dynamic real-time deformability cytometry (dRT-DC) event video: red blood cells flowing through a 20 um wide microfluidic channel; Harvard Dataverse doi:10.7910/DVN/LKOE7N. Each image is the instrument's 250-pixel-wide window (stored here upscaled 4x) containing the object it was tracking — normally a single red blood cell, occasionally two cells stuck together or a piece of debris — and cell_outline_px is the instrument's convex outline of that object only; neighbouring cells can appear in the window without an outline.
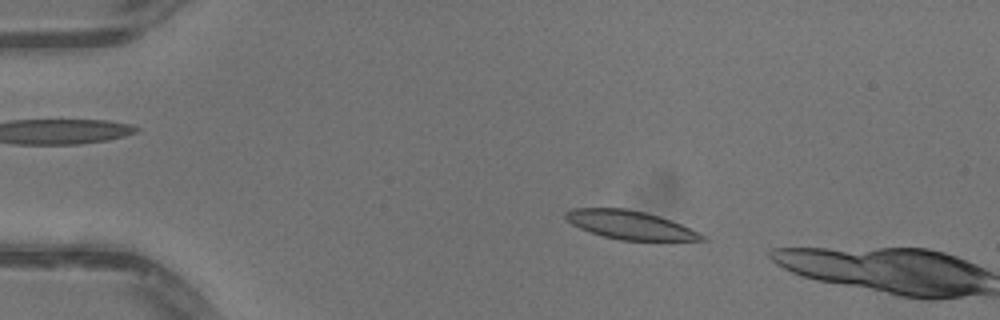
{"species": "common noctule bat (a hibernating species)", "species_latin": "Nyctalus noctula", "temperature_condition": "warm", "stored_images_in_passage": 11, "camera_frame_rate_fps": 3000, "um_per_image_px": 0.085, "animal": {"sex": "male", "body_mass_g": 13.3}, "frame": {"image": 1, "passage_image": 10, "time_ms": 3.0, "image_size_px": [1000, 320], "cell_outline_px": [[700, 240], [624, 240], [604, 236], [592, 232], [568, 220], [564, 216], [568, 212], [576, 208], [624, 208], [644, 212], [680, 224], [696, 232], [700, 236]], "centroid_in_image_um": [53.5, 19.1], "position_along_channel_um": 31.5, "area_um2": 21.33}}